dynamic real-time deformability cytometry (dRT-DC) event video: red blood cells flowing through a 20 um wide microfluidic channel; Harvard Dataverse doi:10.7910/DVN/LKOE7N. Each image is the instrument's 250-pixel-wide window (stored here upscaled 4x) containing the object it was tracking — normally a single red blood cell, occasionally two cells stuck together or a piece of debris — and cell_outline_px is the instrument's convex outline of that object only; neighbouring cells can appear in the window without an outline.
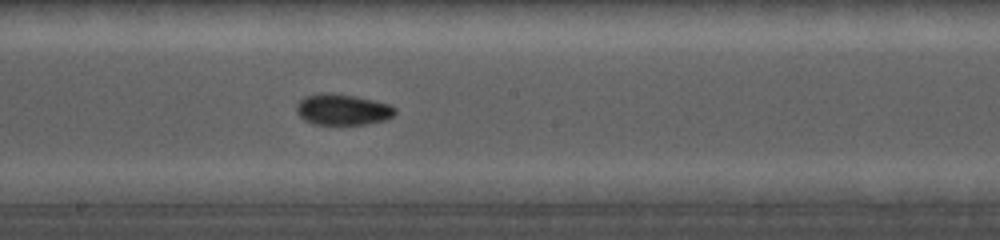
{"species": "common noctule bat (a hibernating species)", "species_latin": "Nyctalus noctula", "temperature_condition": "cold", "stored_images_in_passage": 14, "camera_frame_rate_fps": 5000, "um_per_image_px": 0.085, "animal": {"sex": "female", "body_mass_g": 19.0, "forearm_length_mm": 56.7}, "frame": {"image": 1, "passage_image": 8, "time_ms": 6.0, "image_size_px": [1000, 240], "cell_outline_px": [[396, 112], [392, 116], [384, 120], [364, 124], [312, 124], [304, 120], [296, 112], [296, 104], [304, 96], [320, 92], [328, 92], [356, 96], [388, 104], [396, 108]], "centroid_in_image_um": [29.07, 9.3], "position_along_channel_um": 219.1, "area_um2": 17.86}}
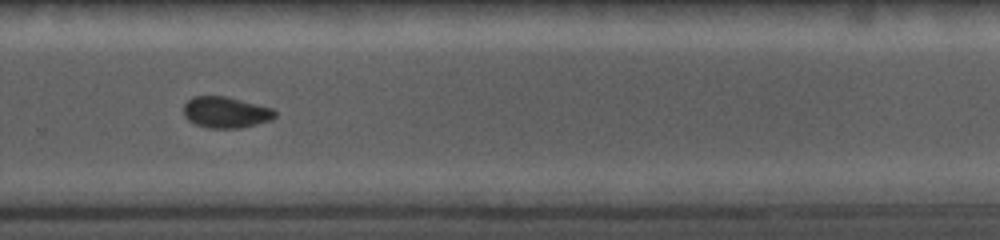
{"frame": {"image": 2, "passage_image": 11, "time_ms": 8.4, "image_size_px": [1000, 240], "cell_outline_px": [[276, 116], [272, 120], [240, 128], [208, 128], [196, 124], [188, 120], [184, 116], [184, 104], [192, 96], [224, 96], [272, 108], [276, 112]], "centroid_in_image_um": [19.18, 9.55], "position_along_channel_um": 310.6, "area_um2": 16.53}}
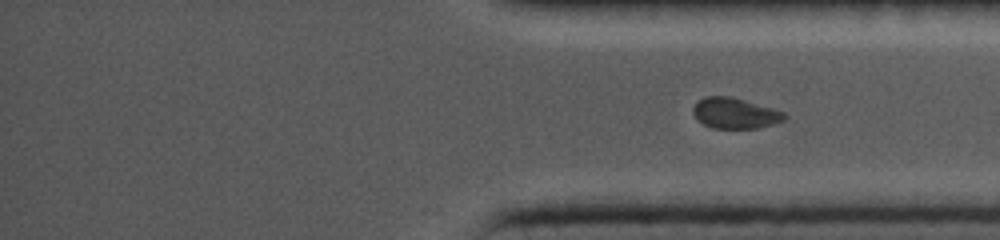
{"frame": {"image": 3, "passage_image": 14, "time_ms": 10.0, "image_size_px": [1000, 240], "cell_outline_px": [[788, 116], [784, 120], [760, 128], [712, 128], [696, 120], [692, 112], [692, 108], [696, 100], [704, 96], [732, 96], [772, 108], [784, 112]], "centroid_in_image_um": [62.43, 9.61], "position_along_channel_um": 372.8, "area_um2": 16.59}}